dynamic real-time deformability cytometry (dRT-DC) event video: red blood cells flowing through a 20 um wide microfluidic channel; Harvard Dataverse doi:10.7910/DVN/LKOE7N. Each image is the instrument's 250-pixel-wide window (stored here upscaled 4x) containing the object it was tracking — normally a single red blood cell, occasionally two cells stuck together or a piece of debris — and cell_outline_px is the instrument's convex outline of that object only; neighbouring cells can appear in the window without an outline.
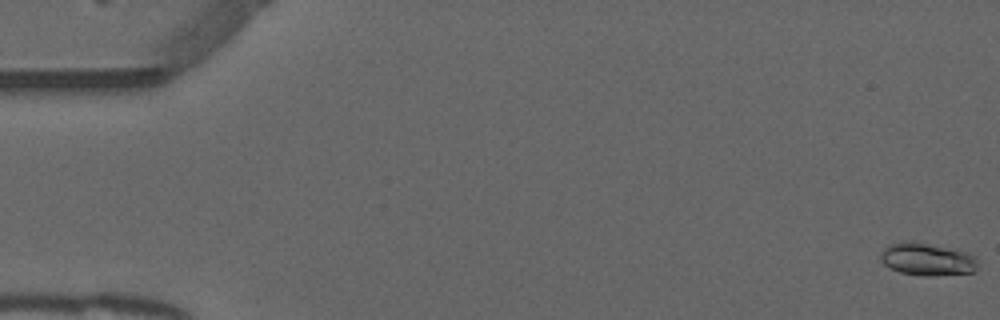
{"species": "common noctule bat (a hibernating species)", "species_latin": "Nyctalus noctula", "temperature_condition": "warm", "stored_images_in_passage": 16, "camera_frame_rate_fps": 3000, "um_per_image_px": 0.085, "animal": {"sex": "male", "forearm_length_mm": 52.5}, "frame": {"image": 1, "passage_image": 1, "time_ms": 0.0, "image_size_px": [1000, 320], "cell_outline_px": [[976, 268], [972, 272], [932, 276], [920, 276], [900, 272], [884, 264], [880, 260], [880, 252], [888, 244], [908, 240], [912, 240], [956, 248], [968, 252], [976, 256]], "centroid_in_image_um": [78.8, 22.0], "position_along_channel_um": 6.2, "area_um2": 18.9}}
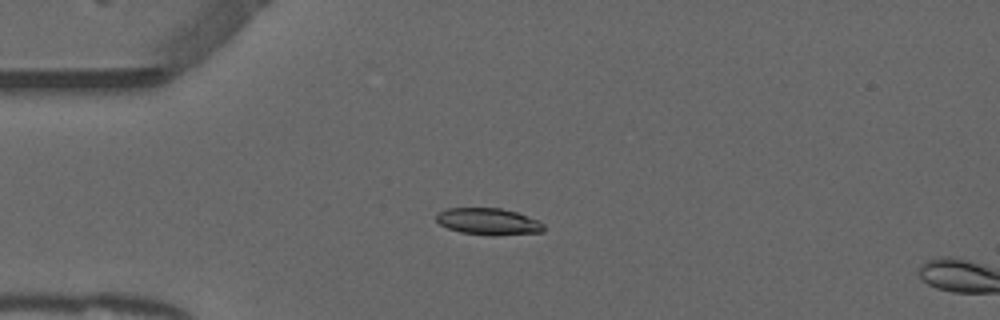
{"frame": {"image": 2, "passage_image": 14, "time_ms": 4.333, "image_size_px": [1000, 320], "cell_outline_px": [[544, 232], [492, 236], [460, 232], [448, 228], [440, 224], [436, 220], [436, 212], [448, 208], [500, 208], [516, 212], [540, 220], [544, 224]], "centroid_in_image_um": [41.53, 18.83], "position_along_channel_um": 43.5, "area_um2": 16.94}}